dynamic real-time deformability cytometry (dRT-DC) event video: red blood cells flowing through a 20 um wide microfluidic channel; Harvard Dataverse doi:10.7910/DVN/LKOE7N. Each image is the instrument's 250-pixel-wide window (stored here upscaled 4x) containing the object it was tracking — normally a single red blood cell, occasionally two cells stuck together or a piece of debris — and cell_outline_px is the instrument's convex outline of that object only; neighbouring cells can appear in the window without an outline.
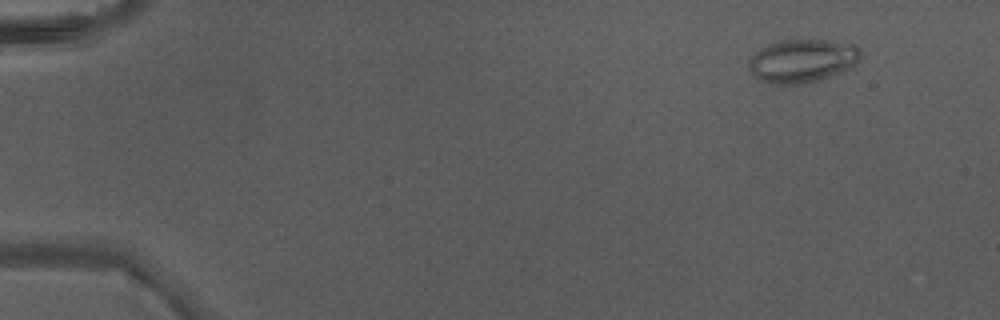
{"species": "Egyptian fruit bat (a non-hibernating species)", "species_latin": "Rousettus aegyptiacus", "temperature_condition": "warm", "stored_images_in_passage": 4, "camera_frame_rate_fps": 3000, "um_per_image_px": 0.085, "animal": {"sex": "male"}, "frame": {"image": 1, "passage_image": 1, "time_ms": 0.0, "image_size_px": [1000, 320], "cell_outline_px": [[860, 60], [848, 68], [828, 76], [816, 80], [796, 84], [772, 84], [760, 80], [752, 76], [748, 68], [748, 60], [760, 48], [776, 40], [828, 40], [856, 44], [860, 48]], "centroid_in_image_um": [68.15, 5.15], "position_along_channel_um": 16.9, "area_um2": 28.21}}